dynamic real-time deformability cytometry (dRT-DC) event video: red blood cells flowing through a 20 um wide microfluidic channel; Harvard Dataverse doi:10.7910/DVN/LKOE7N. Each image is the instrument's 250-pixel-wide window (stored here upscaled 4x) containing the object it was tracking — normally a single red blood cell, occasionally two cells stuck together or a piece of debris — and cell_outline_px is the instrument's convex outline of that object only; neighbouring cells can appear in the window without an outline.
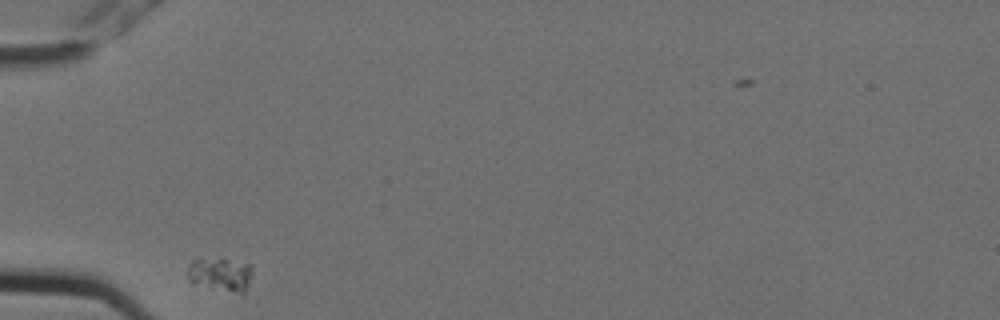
{"species": "Egyptian fruit bat (a non-hibernating species)", "species_latin": "Rousettus aegyptiacus", "temperature_condition": "cold", "stored_images_in_passage": 2, "camera_frame_rate_fps": 3000, "um_per_image_px": 0.085, "animal": {"sex": "female"}, "frame": {"image": 1, "passage_image": 1, "time_ms": 0.0, "image_size_px": [1000, 320], "cell_outline_px": [[252, 276], [244, 292], [236, 292], [192, 284], [188, 280], [188, 268], [192, 260], [224, 260], [248, 264], [252, 268]], "centroid_in_image_um": [18.72, 23.35], "position_along_channel_um": 66.3, "area_um2": 12.14}}